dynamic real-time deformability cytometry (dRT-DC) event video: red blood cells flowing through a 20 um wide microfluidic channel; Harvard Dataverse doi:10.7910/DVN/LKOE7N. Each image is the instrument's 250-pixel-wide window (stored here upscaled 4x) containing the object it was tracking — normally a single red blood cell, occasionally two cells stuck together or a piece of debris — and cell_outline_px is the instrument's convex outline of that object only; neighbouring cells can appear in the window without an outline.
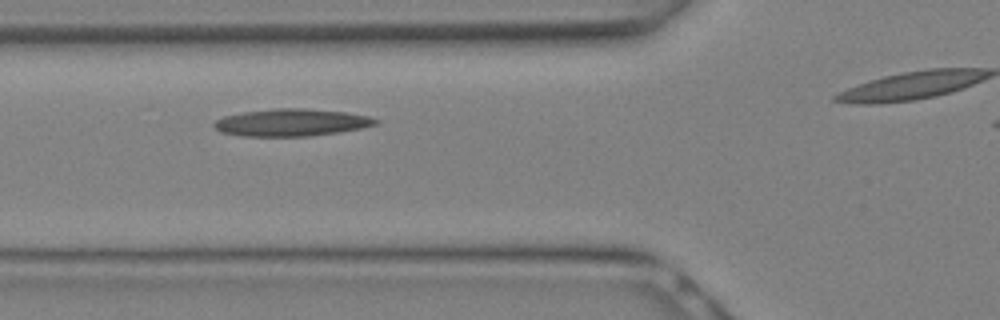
{"species": "Egyptian fruit bat (a non-hibernating species)", "species_latin": "Rousettus aegyptiacus", "temperature_condition": "warm", "stored_images_in_passage": 6, "camera_frame_rate_fps": 3000, "um_per_image_px": 0.085, "animal": {"sex": "female"}, "frame": {"image": 1, "passage_image": 2, "time_ms": 0.333, "image_size_px": [1000, 320], "cell_outline_px": [[380, 120], [376, 124], [360, 128], [340, 132], [308, 136], [240, 136], [220, 132], [212, 124], [216, 120], [224, 116], [244, 112], [272, 108], [304, 108], [344, 112], [368, 116]], "centroid_in_image_um": [24.74, 10.41], "position_along_channel_um": 101.1, "area_um2": 25.61}}
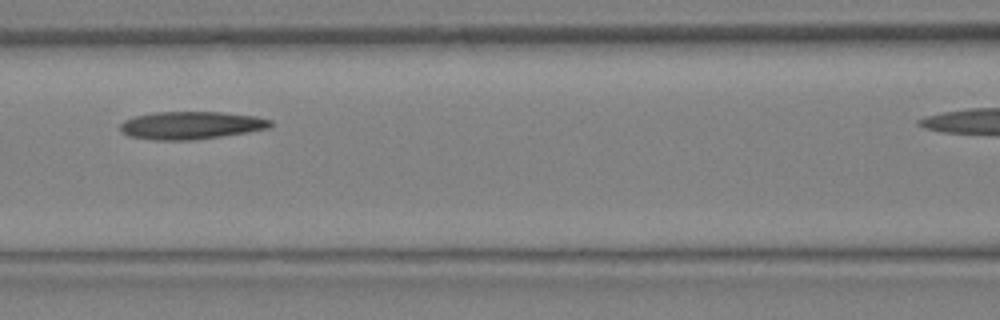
{"frame": {"image": 2, "passage_image": 4, "time_ms": 1.0, "image_size_px": [1000, 320], "cell_outline_px": [[276, 124], [268, 128], [220, 136], [188, 140], [156, 140], [128, 136], [120, 132], [120, 124], [124, 120], [136, 116], [152, 112], [224, 112], [256, 116], [272, 120]], "centroid_in_image_um": [16.22, 10.64], "position_along_channel_um": 150.4, "area_um2": 24.28}}